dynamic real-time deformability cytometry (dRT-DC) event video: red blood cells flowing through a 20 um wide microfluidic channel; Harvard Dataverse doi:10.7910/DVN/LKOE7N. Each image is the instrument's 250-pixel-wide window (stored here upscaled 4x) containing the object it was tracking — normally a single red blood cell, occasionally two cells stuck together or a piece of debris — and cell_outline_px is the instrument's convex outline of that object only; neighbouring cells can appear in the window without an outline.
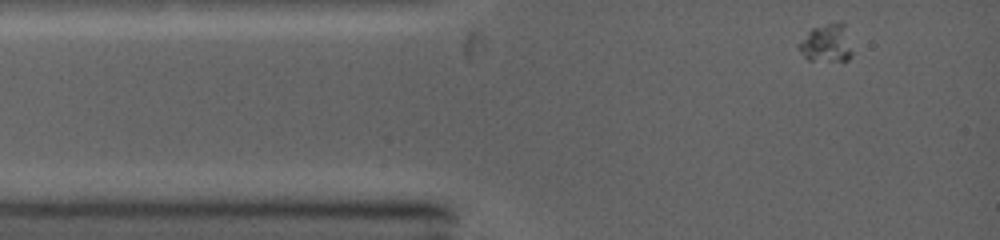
{"species": "common noctule bat (a hibernating species)", "species_latin": "Nyctalus noctula", "temperature_condition": "warm", "stored_images_in_passage": 33, "camera_frame_rate_fps": 5000, "um_per_image_px": 0.085, "animal": {"sex": "female", "body_mass_g": 19.0, "forearm_length_mm": 53.3}, "frame": {"image": 1, "passage_image": 1, "time_ms": 0.0, "image_size_px": [1000, 240], "cell_outline_px": [[852, 56], [848, 60], [808, 60], [796, 48], [796, 44], [812, 28], [828, 24], [844, 24], [852, 52]], "centroid_in_image_um": [70.2, 3.7], "position_along_channel_um": 14.8, "area_um2": 11.56}}
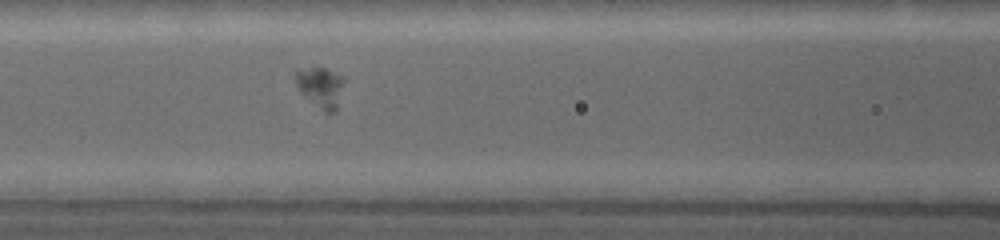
{"frame": {"image": 2, "passage_image": 10, "time_ms": 3.8, "image_size_px": [1000, 240], "cell_outline_px": [[344, 80], [336, 112], [324, 112], [296, 84], [296, 72], [312, 68], [324, 68], [340, 76]], "centroid_in_image_um": [27.3, 7.43], "position_along_channel_um": 139.3, "area_um2": 10.52}}
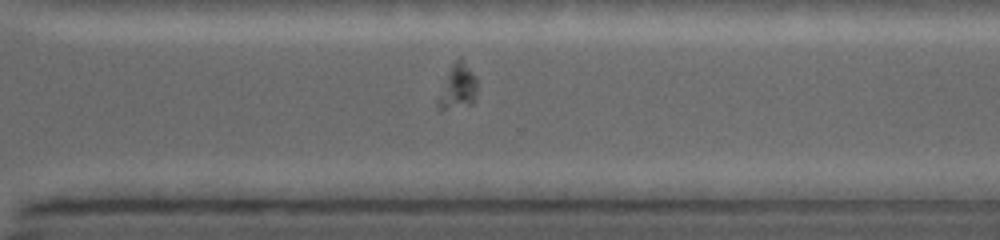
{"frame": {"image": 3, "passage_image": 22, "time_ms": 8.4, "image_size_px": [1000, 240], "cell_outline_px": [[476, 100], [472, 104], [444, 108], [440, 108], [436, 104], [436, 100], [452, 64], [460, 56], [464, 60], [476, 76]], "centroid_in_image_um": [38.94, 7.34], "position_along_channel_um": 331.7, "area_um2": 10.06}}